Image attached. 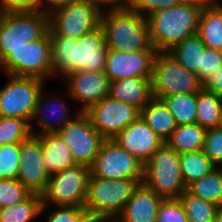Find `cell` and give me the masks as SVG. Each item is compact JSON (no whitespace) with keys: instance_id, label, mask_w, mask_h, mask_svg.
<instances>
[{"instance_id":"obj_14","label":"cell","mask_w":222,"mask_h":222,"mask_svg":"<svg viewBox=\"0 0 222 222\" xmlns=\"http://www.w3.org/2000/svg\"><path fill=\"white\" fill-rule=\"evenodd\" d=\"M75 117L57 134L70 148L77 164L90 166L104 140L101 134L92 126L85 112L79 110Z\"/></svg>"},{"instance_id":"obj_25","label":"cell","mask_w":222,"mask_h":222,"mask_svg":"<svg viewBox=\"0 0 222 222\" xmlns=\"http://www.w3.org/2000/svg\"><path fill=\"white\" fill-rule=\"evenodd\" d=\"M206 132L198 123L181 124L165 143L178 154L203 150Z\"/></svg>"},{"instance_id":"obj_36","label":"cell","mask_w":222,"mask_h":222,"mask_svg":"<svg viewBox=\"0 0 222 222\" xmlns=\"http://www.w3.org/2000/svg\"><path fill=\"white\" fill-rule=\"evenodd\" d=\"M54 207L49 209L48 206H42L41 214L45 210L49 212L46 215V222H89L92 217L91 215L84 209V207H68V206H51ZM48 208V209H47Z\"/></svg>"},{"instance_id":"obj_42","label":"cell","mask_w":222,"mask_h":222,"mask_svg":"<svg viewBox=\"0 0 222 222\" xmlns=\"http://www.w3.org/2000/svg\"><path fill=\"white\" fill-rule=\"evenodd\" d=\"M203 89L222 98V65L203 82Z\"/></svg>"},{"instance_id":"obj_20","label":"cell","mask_w":222,"mask_h":222,"mask_svg":"<svg viewBox=\"0 0 222 222\" xmlns=\"http://www.w3.org/2000/svg\"><path fill=\"white\" fill-rule=\"evenodd\" d=\"M164 198L140 183L126 203L117 222H156Z\"/></svg>"},{"instance_id":"obj_24","label":"cell","mask_w":222,"mask_h":222,"mask_svg":"<svg viewBox=\"0 0 222 222\" xmlns=\"http://www.w3.org/2000/svg\"><path fill=\"white\" fill-rule=\"evenodd\" d=\"M196 34L208 49L222 52V3L203 7Z\"/></svg>"},{"instance_id":"obj_16","label":"cell","mask_w":222,"mask_h":222,"mask_svg":"<svg viewBox=\"0 0 222 222\" xmlns=\"http://www.w3.org/2000/svg\"><path fill=\"white\" fill-rule=\"evenodd\" d=\"M156 53V50L122 52L108 49L104 72L110 81L130 77L151 78Z\"/></svg>"},{"instance_id":"obj_17","label":"cell","mask_w":222,"mask_h":222,"mask_svg":"<svg viewBox=\"0 0 222 222\" xmlns=\"http://www.w3.org/2000/svg\"><path fill=\"white\" fill-rule=\"evenodd\" d=\"M56 96L55 93L51 95L49 91L42 89L30 121V129L33 135L57 133L74 119L72 115L70 116V110L68 109L70 107L66 105L67 102L64 97ZM36 123L39 130L36 129Z\"/></svg>"},{"instance_id":"obj_48","label":"cell","mask_w":222,"mask_h":222,"mask_svg":"<svg viewBox=\"0 0 222 222\" xmlns=\"http://www.w3.org/2000/svg\"><path fill=\"white\" fill-rule=\"evenodd\" d=\"M102 222H117L116 220H104L102 219Z\"/></svg>"},{"instance_id":"obj_22","label":"cell","mask_w":222,"mask_h":222,"mask_svg":"<svg viewBox=\"0 0 222 222\" xmlns=\"http://www.w3.org/2000/svg\"><path fill=\"white\" fill-rule=\"evenodd\" d=\"M36 136L42 143V160L49 175L77 165L70 148L57 133Z\"/></svg>"},{"instance_id":"obj_46","label":"cell","mask_w":222,"mask_h":222,"mask_svg":"<svg viewBox=\"0 0 222 222\" xmlns=\"http://www.w3.org/2000/svg\"><path fill=\"white\" fill-rule=\"evenodd\" d=\"M215 222H222V206H219L217 209Z\"/></svg>"},{"instance_id":"obj_35","label":"cell","mask_w":222,"mask_h":222,"mask_svg":"<svg viewBox=\"0 0 222 222\" xmlns=\"http://www.w3.org/2000/svg\"><path fill=\"white\" fill-rule=\"evenodd\" d=\"M31 194L18 179H0V208L21 203Z\"/></svg>"},{"instance_id":"obj_19","label":"cell","mask_w":222,"mask_h":222,"mask_svg":"<svg viewBox=\"0 0 222 222\" xmlns=\"http://www.w3.org/2000/svg\"><path fill=\"white\" fill-rule=\"evenodd\" d=\"M113 140L143 164L165 144L141 118L128 125Z\"/></svg>"},{"instance_id":"obj_44","label":"cell","mask_w":222,"mask_h":222,"mask_svg":"<svg viewBox=\"0 0 222 222\" xmlns=\"http://www.w3.org/2000/svg\"><path fill=\"white\" fill-rule=\"evenodd\" d=\"M74 1L76 0H37V10L46 14H50L53 10Z\"/></svg>"},{"instance_id":"obj_18","label":"cell","mask_w":222,"mask_h":222,"mask_svg":"<svg viewBox=\"0 0 222 222\" xmlns=\"http://www.w3.org/2000/svg\"><path fill=\"white\" fill-rule=\"evenodd\" d=\"M17 179L32 193L42 194L50 175L42 160V143L36 135L21 142Z\"/></svg>"},{"instance_id":"obj_30","label":"cell","mask_w":222,"mask_h":222,"mask_svg":"<svg viewBox=\"0 0 222 222\" xmlns=\"http://www.w3.org/2000/svg\"><path fill=\"white\" fill-rule=\"evenodd\" d=\"M181 175L185 185L211 173L217 166L203 150L179 154Z\"/></svg>"},{"instance_id":"obj_43","label":"cell","mask_w":222,"mask_h":222,"mask_svg":"<svg viewBox=\"0 0 222 222\" xmlns=\"http://www.w3.org/2000/svg\"><path fill=\"white\" fill-rule=\"evenodd\" d=\"M101 12L129 9L131 0H89Z\"/></svg>"},{"instance_id":"obj_12","label":"cell","mask_w":222,"mask_h":222,"mask_svg":"<svg viewBox=\"0 0 222 222\" xmlns=\"http://www.w3.org/2000/svg\"><path fill=\"white\" fill-rule=\"evenodd\" d=\"M144 164L120 147L113 139H104L90 165L92 176L105 179H136L143 181Z\"/></svg>"},{"instance_id":"obj_7","label":"cell","mask_w":222,"mask_h":222,"mask_svg":"<svg viewBox=\"0 0 222 222\" xmlns=\"http://www.w3.org/2000/svg\"><path fill=\"white\" fill-rule=\"evenodd\" d=\"M203 81L196 73L188 71L167 52H157L152 64V96L162 99L174 94L197 93Z\"/></svg>"},{"instance_id":"obj_37","label":"cell","mask_w":222,"mask_h":222,"mask_svg":"<svg viewBox=\"0 0 222 222\" xmlns=\"http://www.w3.org/2000/svg\"><path fill=\"white\" fill-rule=\"evenodd\" d=\"M156 222H189L179 199H164L160 204Z\"/></svg>"},{"instance_id":"obj_4","label":"cell","mask_w":222,"mask_h":222,"mask_svg":"<svg viewBox=\"0 0 222 222\" xmlns=\"http://www.w3.org/2000/svg\"><path fill=\"white\" fill-rule=\"evenodd\" d=\"M139 184L136 179H105L90 174L83 207L92 219L115 220Z\"/></svg>"},{"instance_id":"obj_23","label":"cell","mask_w":222,"mask_h":222,"mask_svg":"<svg viewBox=\"0 0 222 222\" xmlns=\"http://www.w3.org/2000/svg\"><path fill=\"white\" fill-rule=\"evenodd\" d=\"M140 118L164 141L172 135L178 123L164 104L157 98H152L147 105L141 109Z\"/></svg>"},{"instance_id":"obj_15","label":"cell","mask_w":222,"mask_h":222,"mask_svg":"<svg viewBox=\"0 0 222 222\" xmlns=\"http://www.w3.org/2000/svg\"><path fill=\"white\" fill-rule=\"evenodd\" d=\"M67 97L78 101L81 107L80 112L87 111L92 105L96 104L109 95L110 79L104 71H76L64 76ZM82 103V104H81Z\"/></svg>"},{"instance_id":"obj_38","label":"cell","mask_w":222,"mask_h":222,"mask_svg":"<svg viewBox=\"0 0 222 222\" xmlns=\"http://www.w3.org/2000/svg\"><path fill=\"white\" fill-rule=\"evenodd\" d=\"M203 152L217 166H222V129H207Z\"/></svg>"},{"instance_id":"obj_11","label":"cell","mask_w":222,"mask_h":222,"mask_svg":"<svg viewBox=\"0 0 222 222\" xmlns=\"http://www.w3.org/2000/svg\"><path fill=\"white\" fill-rule=\"evenodd\" d=\"M7 76L8 82L0 89V116L26 119L30 123L45 80L37 77Z\"/></svg>"},{"instance_id":"obj_29","label":"cell","mask_w":222,"mask_h":222,"mask_svg":"<svg viewBox=\"0 0 222 222\" xmlns=\"http://www.w3.org/2000/svg\"><path fill=\"white\" fill-rule=\"evenodd\" d=\"M42 195L32 193L21 203L0 208V222H32L41 215Z\"/></svg>"},{"instance_id":"obj_41","label":"cell","mask_w":222,"mask_h":222,"mask_svg":"<svg viewBox=\"0 0 222 222\" xmlns=\"http://www.w3.org/2000/svg\"><path fill=\"white\" fill-rule=\"evenodd\" d=\"M37 9V0H0V11H32Z\"/></svg>"},{"instance_id":"obj_26","label":"cell","mask_w":222,"mask_h":222,"mask_svg":"<svg viewBox=\"0 0 222 222\" xmlns=\"http://www.w3.org/2000/svg\"><path fill=\"white\" fill-rule=\"evenodd\" d=\"M207 49L201 38L194 34L173 46L167 53L188 71L197 73L201 69L202 54Z\"/></svg>"},{"instance_id":"obj_2","label":"cell","mask_w":222,"mask_h":222,"mask_svg":"<svg viewBox=\"0 0 222 222\" xmlns=\"http://www.w3.org/2000/svg\"><path fill=\"white\" fill-rule=\"evenodd\" d=\"M203 7L187 2L157 11L147 17L150 38L157 52H168L173 46L197 33Z\"/></svg>"},{"instance_id":"obj_45","label":"cell","mask_w":222,"mask_h":222,"mask_svg":"<svg viewBox=\"0 0 222 222\" xmlns=\"http://www.w3.org/2000/svg\"><path fill=\"white\" fill-rule=\"evenodd\" d=\"M182 2L198 4L202 7H211L220 3L219 0H181ZM219 1V2H218Z\"/></svg>"},{"instance_id":"obj_39","label":"cell","mask_w":222,"mask_h":222,"mask_svg":"<svg viewBox=\"0 0 222 222\" xmlns=\"http://www.w3.org/2000/svg\"><path fill=\"white\" fill-rule=\"evenodd\" d=\"M180 2L181 0H131L129 9L147 18L157 11L170 8Z\"/></svg>"},{"instance_id":"obj_32","label":"cell","mask_w":222,"mask_h":222,"mask_svg":"<svg viewBox=\"0 0 222 222\" xmlns=\"http://www.w3.org/2000/svg\"><path fill=\"white\" fill-rule=\"evenodd\" d=\"M189 222H215L218 206L186 190L179 196Z\"/></svg>"},{"instance_id":"obj_6","label":"cell","mask_w":222,"mask_h":222,"mask_svg":"<svg viewBox=\"0 0 222 222\" xmlns=\"http://www.w3.org/2000/svg\"><path fill=\"white\" fill-rule=\"evenodd\" d=\"M142 183L164 199H178L186 190L179 154L163 144L144 164Z\"/></svg>"},{"instance_id":"obj_5","label":"cell","mask_w":222,"mask_h":222,"mask_svg":"<svg viewBox=\"0 0 222 222\" xmlns=\"http://www.w3.org/2000/svg\"><path fill=\"white\" fill-rule=\"evenodd\" d=\"M49 29V14L39 10L0 11V62L10 51L41 38Z\"/></svg>"},{"instance_id":"obj_21","label":"cell","mask_w":222,"mask_h":222,"mask_svg":"<svg viewBox=\"0 0 222 222\" xmlns=\"http://www.w3.org/2000/svg\"><path fill=\"white\" fill-rule=\"evenodd\" d=\"M109 96L141 110L153 98L151 78L130 77L111 81Z\"/></svg>"},{"instance_id":"obj_40","label":"cell","mask_w":222,"mask_h":222,"mask_svg":"<svg viewBox=\"0 0 222 222\" xmlns=\"http://www.w3.org/2000/svg\"><path fill=\"white\" fill-rule=\"evenodd\" d=\"M222 65V52L213 49H206L202 54L201 69H198L197 76L204 82L211 74L217 71Z\"/></svg>"},{"instance_id":"obj_10","label":"cell","mask_w":222,"mask_h":222,"mask_svg":"<svg viewBox=\"0 0 222 222\" xmlns=\"http://www.w3.org/2000/svg\"><path fill=\"white\" fill-rule=\"evenodd\" d=\"M101 11L89 0H76L49 14V35L78 39L100 26Z\"/></svg>"},{"instance_id":"obj_28","label":"cell","mask_w":222,"mask_h":222,"mask_svg":"<svg viewBox=\"0 0 222 222\" xmlns=\"http://www.w3.org/2000/svg\"><path fill=\"white\" fill-rule=\"evenodd\" d=\"M222 116V98L205 89L197 92L196 123L205 129L217 128Z\"/></svg>"},{"instance_id":"obj_47","label":"cell","mask_w":222,"mask_h":222,"mask_svg":"<svg viewBox=\"0 0 222 222\" xmlns=\"http://www.w3.org/2000/svg\"><path fill=\"white\" fill-rule=\"evenodd\" d=\"M89 222H102V219H91Z\"/></svg>"},{"instance_id":"obj_31","label":"cell","mask_w":222,"mask_h":222,"mask_svg":"<svg viewBox=\"0 0 222 222\" xmlns=\"http://www.w3.org/2000/svg\"><path fill=\"white\" fill-rule=\"evenodd\" d=\"M178 125L196 123L197 93L174 94L161 99Z\"/></svg>"},{"instance_id":"obj_3","label":"cell","mask_w":222,"mask_h":222,"mask_svg":"<svg viewBox=\"0 0 222 222\" xmlns=\"http://www.w3.org/2000/svg\"><path fill=\"white\" fill-rule=\"evenodd\" d=\"M100 26L108 49L122 52L156 50L151 42L147 18L131 9L103 11Z\"/></svg>"},{"instance_id":"obj_1","label":"cell","mask_w":222,"mask_h":222,"mask_svg":"<svg viewBox=\"0 0 222 222\" xmlns=\"http://www.w3.org/2000/svg\"><path fill=\"white\" fill-rule=\"evenodd\" d=\"M52 77L76 71L101 72L105 70L108 48L104 31L99 26L78 39L50 35Z\"/></svg>"},{"instance_id":"obj_33","label":"cell","mask_w":222,"mask_h":222,"mask_svg":"<svg viewBox=\"0 0 222 222\" xmlns=\"http://www.w3.org/2000/svg\"><path fill=\"white\" fill-rule=\"evenodd\" d=\"M32 135L26 119L0 116V145L21 143Z\"/></svg>"},{"instance_id":"obj_49","label":"cell","mask_w":222,"mask_h":222,"mask_svg":"<svg viewBox=\"0 0 222 222\" xmlns=\"http://www.w3.org/2000/svg\"><path fill=\"white\" fill-rule=\"evenodd\" d=\"M220 129H222V116H221V118H220V124H219V126H218Z\"/></svg>"},{"instance_id":"obj_9","label":"cell","mask_w":222,"mask_h":222,"mask_svg":"<svg viewBox=\"0 0 222 222\" xmlns=\"http://www.w3.org/2000/svg\"><path fill=\"white\" fill-rule=\"evenodd\" d=\"M90 174V166L77 164L50 175L43 206L83 207Z\"/></svg>"},{"instance_id":"obj_34","label":"cell","mask_w":222,"mask_h":222,"mask_svg":"<svg viewBox=\"0 0 222 222\" xmlns=\"http://www.w3.org/2000/svg\"><path fill=\"white\" fill-rule=\"evenodd\" d=\"M21 143L0 145V179H17Z\"/></svg>"},{"instance_id":"obj_8","label":"cell","mask_w":222,"mask_h":222,"mask_svg":"<svg viewBox=\"0 0 222 222\" xmlns=\"http://www.w3.org/2000/svg\"><path fill=\"white\" fill-rule=\"evenodd\" d=\"M0 70L7 75L49 79L52 76L49 31L22 48L10 51L0 62Z\"/></svg>"},{"instance_id":"obj_13","label":"cell","mask_w":222,"mask_h":222,"mask_svg":"<svg viewBox=\"0 0 222 222\" xmlns=\"http://www.w3.org/2000/svg\"><path fill=\"white\" fill-rule=\"evenodd\" d=\"M85 113L90 118L92 126L104 139H114L141 116L139 108L109 95L92 105Z\"/></svg>"},{"instance_id":"obj_27","label":"cell","mask_w":222,"mask_h":222,"mask_svg":"<svg viewBox=\"0 0 222 222\" xmlns=\"http://www.w3.org/2000/svg\"><path fill=\"white\" fill-rule=\"evenodd\" d=\"M186 191L215 205L222 206V168L217 167L211 173L186 185Z\"/></svg>"}]
</instances>
